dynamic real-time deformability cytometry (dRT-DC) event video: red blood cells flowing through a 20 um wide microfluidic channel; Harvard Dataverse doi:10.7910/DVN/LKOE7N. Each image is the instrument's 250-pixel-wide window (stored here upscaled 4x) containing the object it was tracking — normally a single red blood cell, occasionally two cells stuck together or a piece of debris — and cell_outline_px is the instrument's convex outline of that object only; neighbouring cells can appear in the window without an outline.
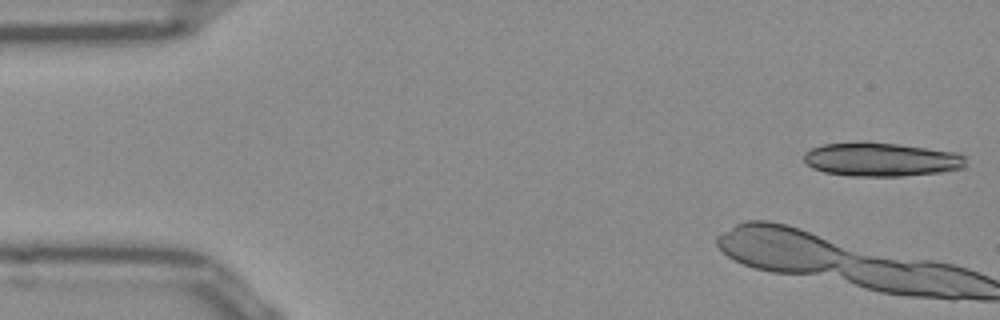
{"species": "Egyptian fruit bat (a non-hibernating species)", "species_latin": "Rousettus aegyptiacus", "temperature_condition": "room temperature", "stored_images_in_passage": 7, "camera_frame_rate_fps": 3000, "um_per_image_px": 0.085, "frame": {"image": 1, "passage_image": 1, "time_ms": 0.0, "image_size_px": [1000, 320], "cell_outline_px": [[968, 164], [964, 168], [944, 172], [900, 176], [852, 176], [824, 172], [812, 168], [804, 160], [804, 152], [812, 148], [824, 144], [860, 140], [868, 140], [900, 144], [960, 152], [964, 156]], "centroid_in_image_um": [74.94, 13.53], "position_along_channel_um": 10.1, "area_um2": 32.71}}